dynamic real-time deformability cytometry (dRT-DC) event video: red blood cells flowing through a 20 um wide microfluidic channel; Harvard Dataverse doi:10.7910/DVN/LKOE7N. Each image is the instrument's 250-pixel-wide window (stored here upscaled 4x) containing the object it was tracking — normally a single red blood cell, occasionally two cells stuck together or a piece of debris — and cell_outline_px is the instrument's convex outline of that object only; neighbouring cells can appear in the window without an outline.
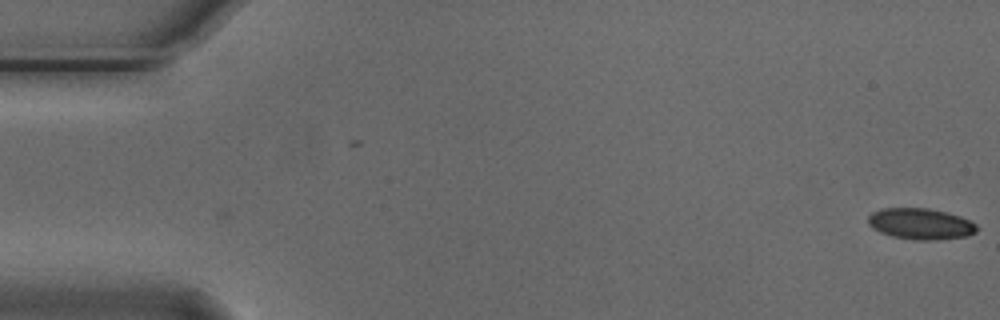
{"species": "Egyptian fruit bat (a non-hibernating species)", "species_latin": "Rousettus aegyptiacus", "temperature_condition": "cold", "stored_images_in_passage": 22, "camera_frame_rate_fps": 3000, "um_per_image_px": 0.085, "animal": {"sex": "male"}, "frame": {"image": 1, "passage_image": 1, "time_ms": 0.0, "image_size_px": [1000, 320], "cell_outline_px": [[980, 228], [976, 232], [968, 236], [932, 240], [916, 240], [892, 236], [880, 232], [872, 228], [868, 224], [868, 216], [872, 212], [880, 208], [928, 208], [948, 212], [960, 216], [976, 224]], "centroid_in_image_um": [78.25, 19.02], "position_along_channel_um": 6.7, "area_um2": 19.88}}
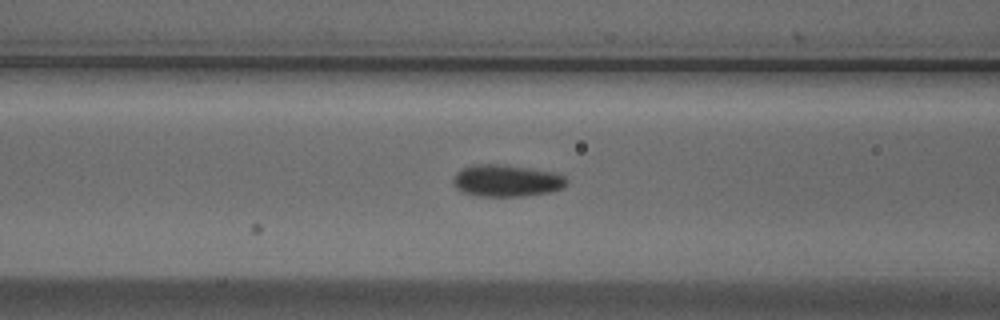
{"frame": {"image": 2, "passage_image": 22, "time_ms": 7.0, "image_size_px": [1000, 320], "cell_outline_px": [[568, 184], [564, 188], [552, 192], [524, 196], [476, 196], [460, 192], [452, 184], [452, 180], [456, 172], [460, 168], [472, 164], [508, 164], [560, 172], [568, 180]], "centroid_in_image_um": [43.08, 15.34], "position_along_channel_um": 123.5, "area_um2": 22.02}}